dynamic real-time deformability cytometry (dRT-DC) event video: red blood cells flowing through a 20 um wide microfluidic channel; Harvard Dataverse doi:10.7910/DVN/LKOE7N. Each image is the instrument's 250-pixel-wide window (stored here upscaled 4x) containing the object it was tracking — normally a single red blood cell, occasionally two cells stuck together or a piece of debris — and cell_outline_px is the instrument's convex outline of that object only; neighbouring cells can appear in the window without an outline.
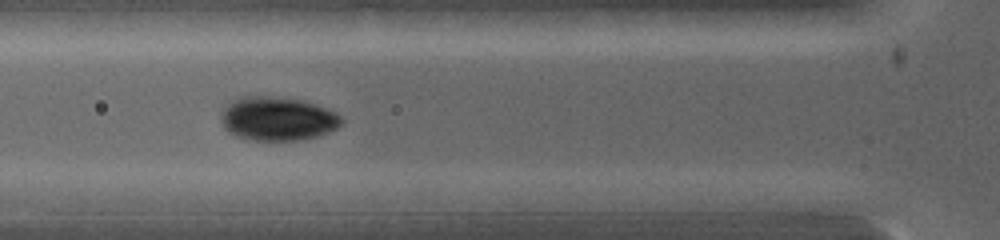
{"species": "common noctule bat (a hibernating species)", "species_latin": "Nyctalus noctula", "temperature_condition": "warm", "stored_images_in_passage": 6, "segment_of_instrument_passage": [1, 2], "camera_frame_rate_fps": 5000, "um_per_image_px": 0.085, "animal": {"sex": "female", "body_mass_g": 19.0, "forearm_length_mm": 53.3}, "frame": {"image": 1, "passage_image": 4, "time_ms": 2.0, "image_size_px": [1000, 240], "cell_outline_px": [[344, 120], [336, 128], [320, 136], [296, 140], [248, 140], [236, 136], [224, 128], [224, 104], [240, 96], [268, 96], [304, 100], [328, 108], [336, 112]], "centroid_in_image_um": [23.62, 10.08], "position_along_channel_um": 102.2, "area_um2": 30.75}}
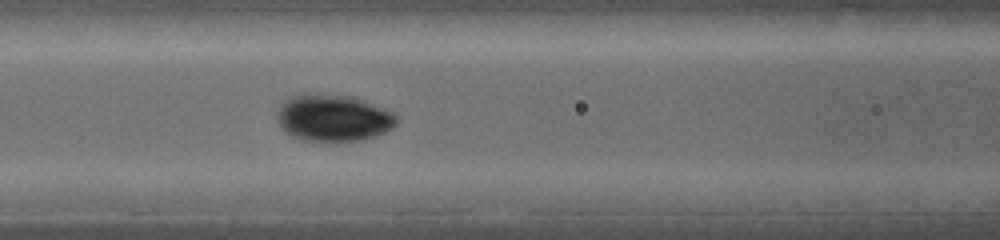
{"frame": {"image": 2, "passage_image": 5, "time_ms": 2.6, "image_size_px": [1000, 240], "cell_outline_px": [[396, 124], [392, 128], [376, 136], [360, 140], [336, 144], [300, 140], [288, 136], [280, 128], [276, 116], [284, 100], [288, 96], [304, 92], [308, 92], [352, 96], [364, 100], [384, 108], [392, 112], [396, 116]], "centroid_in_image_um": [28.26, 10.05], "position_along_channel_um": 138.3, "area_um2": 33.87}}